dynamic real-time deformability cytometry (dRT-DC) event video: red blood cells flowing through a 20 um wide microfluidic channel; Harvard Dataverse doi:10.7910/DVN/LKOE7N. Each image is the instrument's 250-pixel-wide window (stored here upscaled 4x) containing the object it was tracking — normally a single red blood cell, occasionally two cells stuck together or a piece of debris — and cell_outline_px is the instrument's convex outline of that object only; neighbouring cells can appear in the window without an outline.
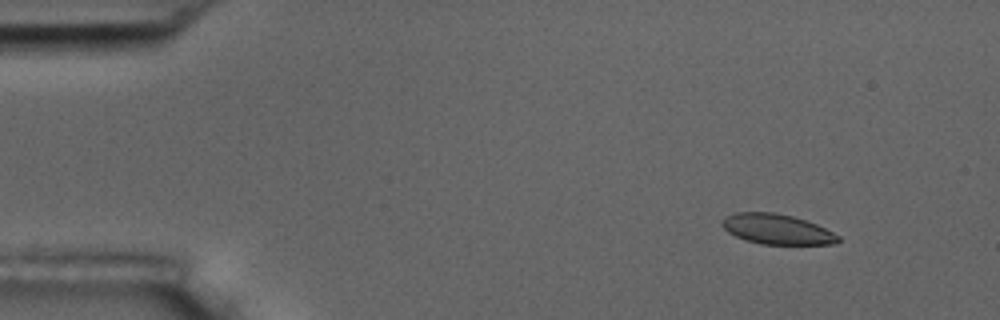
{"species": "common noctule bat (a hibernating species)", "species_latin": "Nyctalus noctula", "temperature_condition": "room temperature", "stored_images_in_passage": 6, "camera_frame_rate_fps": 3000, "um_per_image_px": 0.085, "animal": {"sex": "male", "body_mass_g": 17.5, "forearm_length_mm": 52.3}, "frame": {"image": 1, "passage_image": 2, "time_ms": 1.0, "image_size_px": [1000, 320], "cell_outline_px": [[840, 240], [836, 244], [760, 244], [744, 240], [728, 232], [720, 224], [724, 216], [732, 212], [776, 212], [792, 216], [816, 224], [840, 236]], "centroid_in_image_um": [65.99, 19.47], "position_along_channel_um": 19.0, "area_um2": 20.52}}
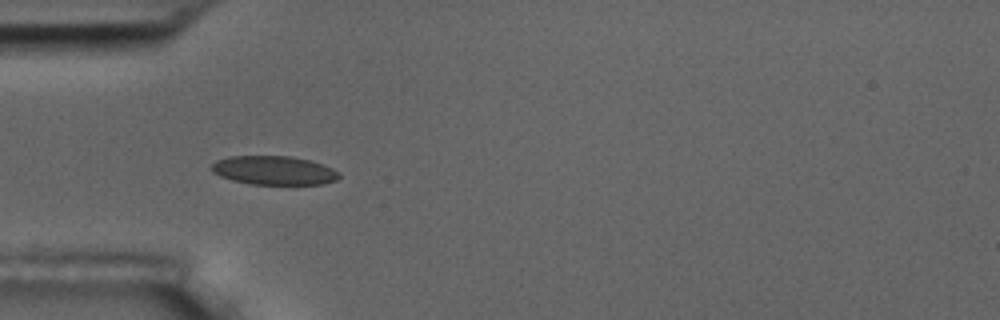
{"frame": {"image": 2, "passage_image": 5, "time_ms": 4.667, "image_size_px": [1000, 320], "cell_outline_px": [[340, 176], [336, 180], [324, 184], [252, 184], [232, 180], [220, 176], [212, 172], [208, 168], [216, 160], [228, 156], [292, 156], [308, 160], [332, 168], [340, 172]], "centroid_in_image_um": [23.25, 14.48], "position_along_channel_um": 61.8, "area_um2": 21.5}}